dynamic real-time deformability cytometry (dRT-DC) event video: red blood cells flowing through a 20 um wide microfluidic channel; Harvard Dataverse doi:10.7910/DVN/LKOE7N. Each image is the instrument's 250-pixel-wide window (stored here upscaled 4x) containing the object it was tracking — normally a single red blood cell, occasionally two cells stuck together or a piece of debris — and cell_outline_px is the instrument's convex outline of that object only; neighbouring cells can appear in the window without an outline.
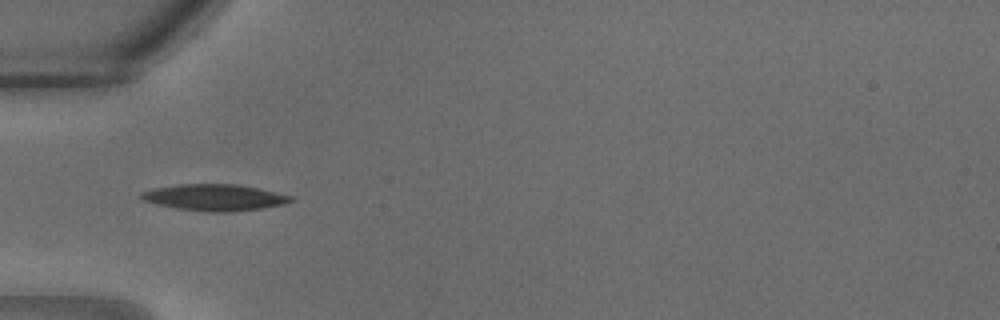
{"species": "common noctule bat (a hibernating species)", "species_latin": "Nyctalus noctula", "temperature_condition": "warm", "stored_images_in_passage": 23, "camera_frame_rate_fps": 3000, "um_per_image_px": 0.085, "animal": {"sex": "male", "body_mass_g": 18.8}, "frame": {"image": 1, "passage_image": 10, "time_ms": 3.0, "image_size_px": [1000, 320], "cell_outline_px": [[296, 200], [280, 204], [260, 208], [232, 212], [204, 212], [176, 208], [156, 204], [144, 200], [140, 196], [140, 192], [156, 188], [180, 184], [236, 184], [256, 188], [292, 196]], "centroid_in_image_um": [18.21, 16.79], "position_along_channel_um": 66.8, "area_um2": 22.77}}
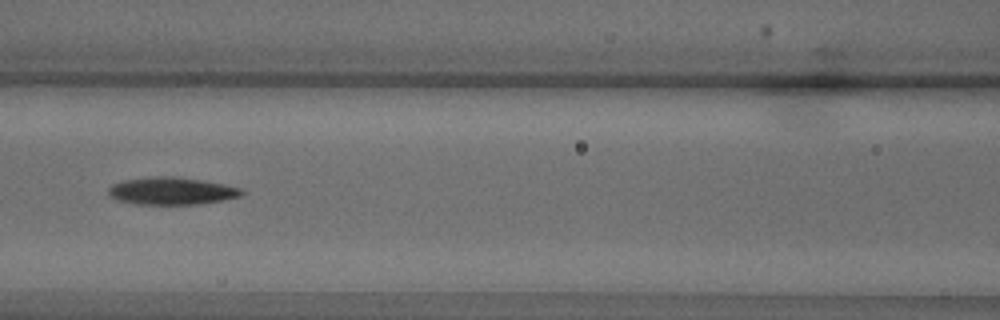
{"frame": {"image": 2, "passage_image": 14, "time_ms": 4.333, "image_size_px": [1000, 320], "cell_outline_px": [[244, 192], [240, 196], [220, 200], [196, 204], [132, 204], [116, 200], [108, 196], [108, 188], [112, 184], [124, 180], [156, 176], [176, 176], [224, 184], [240, 188]], "centroid_in_image_um": [14.51, 16.23], "position_along_channel_um": 152.1, "area_um2": 21.21}}
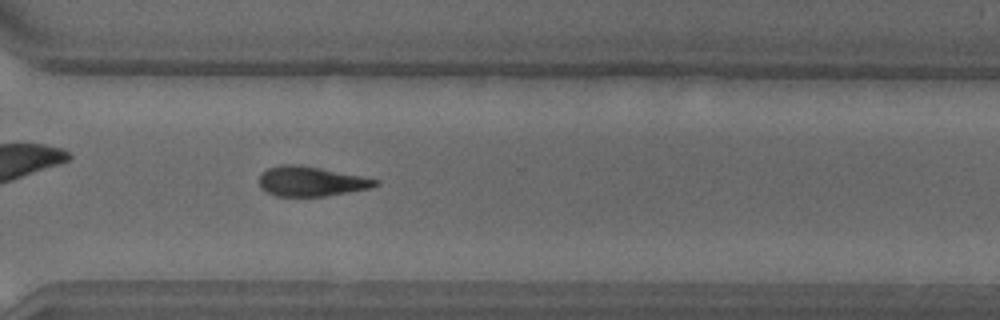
{"frame": {"image": 3, "passage_image": 23, "time_ms": 7.333, "image_size_px": [1000, 320], "cell_outline_px": [[380, 184], [368, 188], [348, 192], [324, 196], [276, 196], [260, 188], [260, 176], [268, 168], [284, 164], [300, 164], [380, 180]], "centroid_in_image_um": [26.43, 15.41], "position_along_channel_um": 344.2, "area_um2": 19.88}}